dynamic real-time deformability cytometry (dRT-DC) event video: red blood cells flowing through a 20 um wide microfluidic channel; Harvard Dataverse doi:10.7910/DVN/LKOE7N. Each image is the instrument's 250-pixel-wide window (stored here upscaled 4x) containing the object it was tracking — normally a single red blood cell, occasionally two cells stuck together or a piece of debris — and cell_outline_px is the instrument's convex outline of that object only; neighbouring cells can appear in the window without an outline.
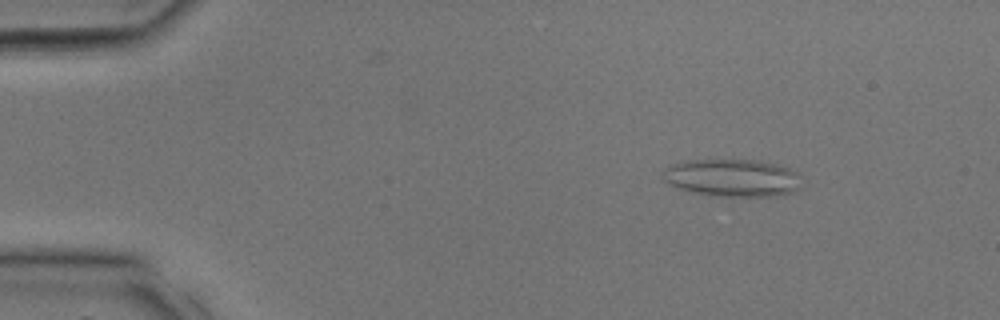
{"species": "common noctule bat (a hibernating species)", "species_latin": "Nyctalus noctula", "temperature_condition": "room temperature", "stored_images_in_passage": 32, "camera_frame_rate_fps": 3000, "um_per_image_px": 0.085, "animal": {"sex": "male", "body_mass_g": 17.9, "forearm_length_mm": 54.2}, "frame": {"image": 1, "passage_image": 5, "time_ms": 1.333, "image_size_px": [1000, 320], "cell_outline_px": [[800, 188], [792, 192], [776, 196], [712, 196], [692, 192], [668, 184], [664, 180], [664, 168], [668, 164], [684, 160], [756, 160], [788, 168], [796, 172], [800, 176]], "centroid_in_image_um": [62.21, 15.12], "position_along_channel_um": 22.8, "area_um2": 30.4}}
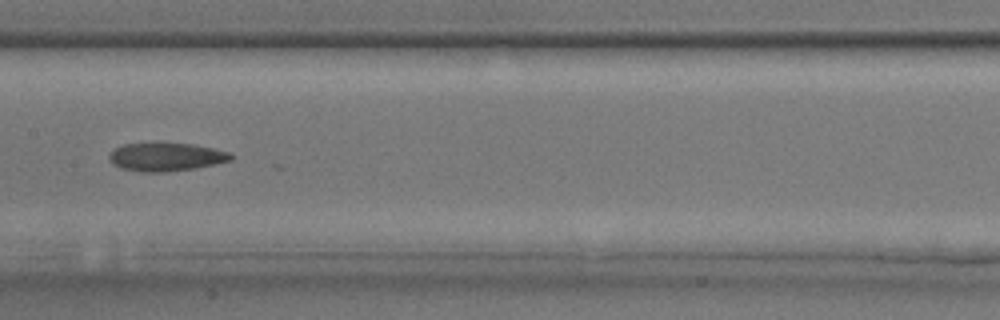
{"frame": {"image": 2, "passage_image": 17, "time_ms": 5.333, "image_size_px": [1000, 320], "cell_outline_px": [[236, 156], [232, 160], [196, 168], [164, 172], [144, 172], [124, 168], [112, 164], [108, 160], [108, 156], [116, 148], [124, 144], [160, 140], [192, 144], [232, 152]], "centroid_in_image_um": [14.14, 13.29], "position_along_channel_um": 193.3, "area_um2": 20.81}}
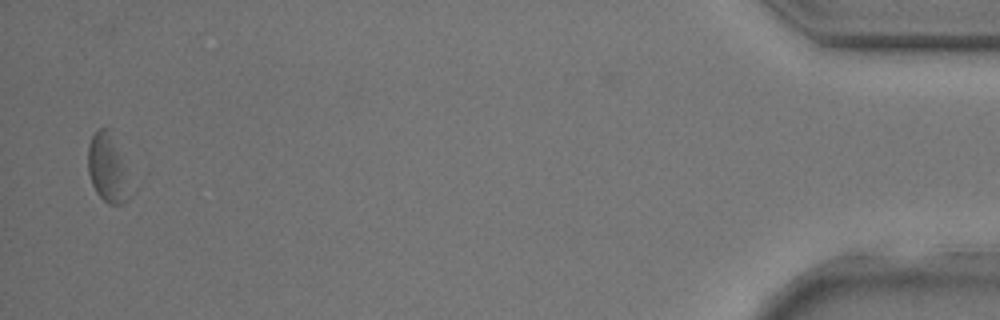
{"frame": {"image": 3, "passage_image": 32, "time_ms": 10.333, "image_size_px": [1000, 320], "cell_outline_px": [[132, 196], [124, 204], [108, 204], [96, 192], [92, 184], [88, 172], [88, 144], [96, 128], [112, 128], [124, 168]], "centroid_in_image_um": [9.14, 14.27], "position_along_channel_um": 426.1, "area_um2": 16.88}}